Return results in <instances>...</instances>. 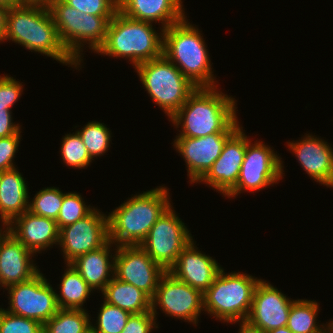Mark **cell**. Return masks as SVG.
Returning a JSON list of instances; mask_svg holds the SVG:
<instances>
[{
    "instance_id": "8992f818",
    "label": "cell",
    "mask_w": 333,
    "mask_h": 333,
    "mask_svg": "<svg viewBox=\"0 0 333 333\" xmlns=\"http://www.w3.org/2000/svg\"><path fill=\"white\" fill-rule=\"evenodd\" d=\"M260 280L240 272L225 274L222 268L211 286L203 293V310L227 323L246 320Z\"/></svg>"
},
{
    "instance_id": "d4e9b609",
    "label": "cell",
    "mask_w": 333,
    "mask_h": 333,
    "mask_svg": "<svg viewBox=\"0 0 333 333\" xmlns=\"http://www.w3.org/2000/svg\"><path fill=\"white\" fill-rule=\"evenodd\" d=\"M102 293L105 302L130 314H141L152 310L151 298L146 293L130 283L117 279L114 275Z\"/></svg>"
},
{
    "instance_id": "484cf974",
    "label": "cell",
    "mask_w": 333,
    "mask_h": 333,
    "mask_svg": "<svg viewBox=\"0 0 333 333\" xmlns=\"http://www.w3.org/2000/svg\"><path fill=\"white\" fill-rule=\"evenodd\" d=\"M67 266L61 280V293L60 295L56 293L58 306L60 309L82 310L83 303L89 298L92 289L71 264Z\"/></svg>"
},
{
    "instance_id": "74e56055",
    "label": "cell",
    "mask_w": 333,
    "mask_h": 333,
    "mask_svg": "<svg viewBox=\"0 0 333 333\" xmlns=\"http://www.w3.org/2000/svg\"><path fill=\"white\" fill-rule=\"evenodd\" d=\"M155 318L152 311L141 314H131L121 333H150L154 327L158 328V326L155 325Z\"/></svg>"
},
{
    "instance_id": "ee69618b",
    "label": "cell",
    "mask_w": 333,
    "mask_h": 333,
    "mask_svg": "<svg viewBox=\"0 0 333 333\" xmlns=\"http://www.w3.org/2000/svg\"><path fill=\"white\" fill-rule=\"evenodd\" d=\"M265 333H293V332L287 326H284V327H280V328H277V329L270 330V331L265 332Z\"/></svg>"
},
{
    "instance_id": "8d00e7d4",
    "label": "cell",
    "mask_w": 333,
    "mask_h": 333,
    "mask_svg": "<svg viewBox=\"0 0 333 333\" xmlns=\"http://www.w3.org/2000/svg\"><path fill=\"white\" fill-rule=\"evenodd\" d=\"M22 85L9 76H0V112L11 110L10 107L21 95Z\"/></svg>"
},
{
    "instance_id": "cb8c5ba5",
    "label": "cell",
    "mask_w": 333,
    "mask_h": 333,
    "mask_svg": "<svg viewBox=\"0 0 333 333\" xmlns=\"http://www.w3.org/2000/svg\"><path fill=\"white\" fill-rule=\"evenodd\" d=\"M49 10L54 18L60 40L69 54L79 63V29L81 12L63 0H53Z\"/></svg>"
},
{
    "instance_id": "6da1fadb",
    "label": "cell",
    "mask_w": 333,
    "mask_h": 333,
    "mask_svg": "<svg viewBox=\"0 0 333 333\" xmlns=\"http://www.w3.org/2000/svg\"><path fill=\"white\" fill-rule=\"evenodd\" d=\"M215 87H197L170 118L182 131L178 136L202 137L214 133H234L239 128L235 100Z\"/></svg>"
},
{
    "instance_id": "f6af8a7d",
    "label": "cell",
    "mask_w": 333,
    "mask_h": 333,
    "mask_svg": "<svg viewBox=\"0 0 333 333\" xmlns=\"http://www.w3.org/2000/svg\"><path fill=\"white\" fill-rule=\"evenodd\" d=\"M0 5L10 8L17 5V0H0Z\"/></svg>"
},
{
    "instance_id": "836d02e7",
    "label": "cell",
    "mask_w": 333,
    "mask_h": 333,
    "mask_svg": "<svg viewBox=\"0 0 333 333\" xmlns=\"http://www.w3.org/2000/svg\"><path fill=\"white\" fill-rule=\"evenodd\" d=\"M94 210L87 207L78 193H63V202L57 217V225L59 230L67 225L74 224L78 220L83 219Z\"/></svg>"
},
{
    "instance_id": "b9f144b4",
    "label": "cell",
    "mask_w": 333,
    "mask_h": 333,
    "mask_svg": "<svg viewBox=\"0 0 333 333\" xmlns=\"http://www.w3.org/2000/svg\"><path fill=\"white\" fill-rule=\"evenodd\" d=\"M241 322L238 333H265L260 327L251 324L247 319Z\"/></svg>"
},
{
    "instance_id": "7dc6e473",
    "label": "cell",
    "mask_w": 333,
    "mask_h": 333,
    "mask_svg": "<svg viewBox=\"0 0 333 333\" xmlns=\"http://www.w3.org/2000/svg\"><path fill=\"white\" fill-rule=\"evenodd\" d=\"M331 333H333V321L331 322Z\"/></svg>"
},
{
    "instance_id": "4dcf8cb0",
    "label": "cell",
    "mask_w": 333,
    "mask_h": 333,
    "mask_svg": "<svg viewBox=\"0 0 333 333\" xmlns=\"http://www.w3.org/2000/svg\"><path fill=\"white\" fill-rule=\"evenodd\" d=\"M63 202V193L53 187L40 190L29 204V211L46 218L57 220Z\"/></svg>"
},
{
    "instance_id": "ffe728a7",
    "label": "cell",
    "mask_w": 333,
    "mask_h": 333,
    "mask_svg": "<svg viewBox=\"0 0 333 333\" xmlns=\"http://www.w3.org/2000/svg\"><path fill=\"white\" fill-rule=\"evenodd\" d=\"M306 173L328 187L333 176V149L322 139L308 135L288 144Z\"/></svg>"
},
{
    "instance_id": "30bf717a",
    "label": "cell",
    "mask_w": 333,
    "mask_h": 333,
    "mask_svg": "<svg viewBox=\"0 0 333 333\" xmlns=\"http://www.w3.org/2000/svg\"><path fill=\"white\" fill-rule=\"evenodd\" d=\"M282 160L262 142L246 145L245 157L236 187L227 195L235 197L243 190L256 191L273 185L282 178Z\"/></svg>"
},
{
    "instance_id": "8fae6325",
    "label": "cell",
    "mask_w": 333,
    "mask_h": 333,
    "mask_svg": "<svg viewBox=\"0 0 333 333\" xmlns=\"http://www.w3.org/2000/svg\"><path fill=\"white\" fill-rule=\"evenodd\" d=\"M114 257V276L141 289L151 299L166 272L140 245H117Z\"/></svg>"
},
{
    "instance_id": "9c48e42d",
    "label": "cell",
    "mask_w": 333,
    "mask_h": 333,
    "mask_svg": "<svg viewBox=\"0 0 333 333\" xmlns=\"http://www.w3.org/2000/svg\"><path fill=\"white\" fill-rule=\"evenodd\" d=\"M7 290L10 309L6 311L11 314L33 319L44 325L60 309L55 290L40 272L28 281L8 286Z\"/></svg>"
},
{
    "instance_id": "52a82bcc",
    "label": "cell",
    "mask_w": 333,
    "mask_h": 333,
    "mask_svg": "<svg viewBox=\"0 0 333 333\" xmlns=\"http://www.w3.org/2000/svg\"><path fill=\"white\" fill-rule=\"evenodd\" d=\"M152 100L171 118L197 88L163 54L135 67Z\"/></svg>"
},
{
    "instance_id": "1f68e13d",
    "label": "cell",
    "mask_w": 333,
    "mask_h": 333,
    "mask_svg": "<svg viewBox=\"0 0 333 333\" xmlns=\"http://www.w3.org/2000/svg\"><path fill=\"white\" fill-rule=\"evenodd\" d=\"M131 314L104 301L98 315L97 327L91 324L94 333H121Z\"/></svg>"
},
{
    "instance_id": "d6986e66",
    "label": "cell",
    "mask_w": 333,
    "mask_h": 333,
    "mask_svg": "<svg viewBox=\"0 0 333 333\" xmlns=\"http://www.w3.org/2000/svg\"><path fill=\"white\" fill-rule=\"evenodd\" d=\"M6 229L34 253L59 243L60 230L57 222L29 210L17 216Z\"/></svg>"
},
{
    "instance_id": "d6a6232c",
    "label": "cell",
    "mask_w": 333,
    "mask_h": 333,
    "mask_svg": "<svg viewBox=\"0 0 333 333\" xmlns=\"http://www.w3.org/2000/svg\"><path fill=\"white\" fill-rule=\"evenodd\" d=\"M61 146L62 159L67 166L84 168L93 160L77 131L75 134L64 136Z\"/></svg>"
},
{
    "instance_id": "bcb514c9",
    "label": "cell",
    "mask_w": 333,
    "mask_h": 333,
    "mask_svg": "<svg viewBox=\"0 0 333 333\" xmlns=\"http://www.w3.org/2000/svg\"><path fill=\"white\" fill-rule=\"evenodd\" d=\"M328 186H329V187H333V176H332V179H331V181H330V183H329Z\"/></svg>"
},
{
    "instance_id": "5bb4252c",
    "label": "cell",
    "mask_w": 333,
    "mask_h": 333,
    "mask_svg": "<svg viewBox=\"0 0 333 333\" xmlns=\"http://www.w3.org/2000/svg\"><path fill=\"white\" fill-rule=\"evenodd\" d=\"M239 127L224 144L221 155L215 160L212 167L198 181L206 182L212 188L217 189L227 196L235 187L240 175L246 151V145L250 142Z\"/></svg>"
},
{
    "instance_id": "4fadbf2b",
    "label": "cell",
    "mask_w": 333,
    "mask_h": 333,
    "mask_svg": "<svg viewBox=\"0 0 333 333\" xmlns=\"http://www.w3.org/2000/svg\"><path fill=\"white\" fill-rule=\"evenodd\" d=\"M109 241L108 216L97 209L74 224L60 229L59 245L66 262L104 246Z\"/></svg>"
},
{
    "instance_id": "7c38bea8",
    "label": "cell",
    "mask_w": 333,
    "mask_h": 333,
    "mask_svg": "<svg viewBox=\"0 0 333 333\" xmlns=\"http://www.w3.org/2000/svg\"><path fill=\"white\" fill-rule=\"evenodd\" d=\"M151 305L155 317L156 306L160 305L165 314L196 324L204 309L203 293L166 271L159 280Z\"/></svg>"
},
{
    "instance_id": "7a4b0ae2",
    "label": "cell",
    "mask_w": 333,
    "mask_h": 333,
    "mask_svg": "<svg viewBox=\"0 0 333 333\" xmlns=\"http://www.w3.org/2000/svg\"><path fill=\"white\" fill-rule=\"evenodd\" d=\"M5 39L63 64L75 68L80 65L62 44L49 7L16 5L8 8Z\"/></svg>"
},
{
    "instance_id": "277c9868",
    "label": "cell",
    "mask_w": 333,
    "mask_h": 333,
    "mask_svg": "<svg viewBox=\"0 0 333 333\" xmlns=\"http://www.w3.org/2000/svg\"><path fill=\"white\" fill-rule=\"evenodd\" d=\"M187 22L185 17L162 30V54L196 87H215L205 42L200 31Z\"/></svg>"
},
{
    "instance_id": "e0dca14e",
    "label": "cell",
    "mask_w": 333,
    "mask_h": 333,
    "mask_svg": "<svg viewBox=\"0 0 333 333\" xmlns=\"http://www.w3.org/2000/svg\"><path fill=\"white\" fill-rule=\"evenodd\" d=\"M5 232V234H4ZM34 252L27 249L7 229L0 230V279L1 287L32 279L40 271L31 262Z\"/></svg>"
},
{
    "instance_id": "f1b7e54d",
    "label": "cell",
    "mask_w": 333,
    "mask_h": 333,
    "mask_svg": "<svg viewBox=\"0 0 333 333\" xmlns=\"http://www.w3.org/2000/svg\"><path fill=\"white\" fill-rule=\"evenodd\" d=\"M113 16H94L91 14H81L79 29V64L81 62L80 48L84 42L89 41V47L97 52L106 39L107 27ZM83 42V43H82Z\"/></svg>"
},
{
    "instance_id": "9a60e30c",
    "label": "cell",
    "mask_w": 333,
    "mask_h": 333,
    "mask_svg": "<svg viewBox=\"0 0 333 333\" xmlns=\"http://www.w3.org/2000/svg\"><path fill=\"white\" fill-rule=\"evenodd\" d=\"M232 134L214 133L197 138L176 137L174 146L185 159L191 184L198 182L212 167Z\"/></svg>"
},
{
    "instance_id": "ab89813d",
    "label": "cell",
    "mask_w": 333,
    "mask_h": 333,
    "mask_svg": "<svg viewBox=\"0 0 333 333\" xmlns=\"http://www.w3.org/2000/svg\"><path fill=\"white\" fill-rule=\"evenodd\" d=\"M10 110H4V112H0V137H9L15 135L20 132V126L18 124H14L11 117Z\"/></svg>"
},
{
    "instance_id": "d590c367",
    "label": "cell",
    "mask_w": 333,
    "mask_h": 333,
    "mask_svg": "<svg viewBox=\"0 0 333 333\" xmlns=\"http://www.w3.org/2000/svg\"><path fill=\"white\" fill-rule=\"evenodd\" d=\"M84 14L114 16L118 11V0H63Z\"/></svg>"
},
{
    "instance_id": "83f0119b",
    "label": "cell",
    "mask_w": 333,
    "mask_h": 333,
    "mask_svg": "<svg viewBox=\"0 0 333 333\" xmlns=\"http://www.w3.org/2000/svg\"><path fill=\"white\" fill-rule=\"evenodd\" d=\"M89 318L84 309H59L43 325V333H87L91 329Z\"/></svg>"
},
{
    "instance_id": "4316f807",
    "label": "cell",
    "mask_w": 333,
    "mask_h": 333,
    "mask_svg": "<svg viewBox=\"0 0 333 333\" xmlns=\"http://www.w3.org/2000/svg\"><path fill=\"white\" fill-rule=\"evenodd\" d=\"M318 310L316 301L295 300L288 315L287 327L293 333H331V323L326 329L316 324Z\"/></svg>"
},
{
    "instance_id": "5b68a950",
    "label": "cell",
    "mask_w": 333,
    "mask_h": 333,
    "mask_svg": "<svg viewBox=\"0 0 333 333\" xmlns=\"http://www.w3.org/2000/svg\"><path fill=\"white\" fill-rule=\"evenodd\" d=\"M151 24L128 18L117 11L108 24L106 39L97 53L129 58L135 67L160 57L163 36L162 33L158 36Z\"/></svg>"
},
{
    "instance_id": "e575fe53",
    "label": "cell",
    "mask_w": 333,
    "mask_h": 333,
    "mask_svg": "<svg viewBox=\"0 0 333 333\" xmlns=\"http://www.w3.org/2000/svg\"><path fill=\"white\" fill-rule=\"evenodd\" d=\"M0 333H43V324L0 308Z\"/></svg>"
},
{
    "instance_id": "7402d4cb",
    "label": "cell",
    "mask_w": 333,
    "mask_h": 333,
    "mask_svg": "<svg viewBox=\"0 0 333 333\" xmlns=\"http://www.w3.org/2000/svg\"><path fill=\"white\" fill-rule=\"evenodd\" d=\"M25 179L16 168L0 171V218L8 226L29 209Z\"/></svg>"
},
{
    "instance_id": "3957f363",
    "label": "cell",
    "mask_w": 333,
    "mask_h": 333,
    "mask_svg": "<svg viewBox=\"0 0 333 333\" xmlns=\"http://www.w3.org/2000/svg\"><path fill=\"white\" fill-rule=\"evenodd\" d=\"M168 191L159 187L135 195L108 216L109 240L121 245H140L158 218L171 205Z\"/></svg>"
},
{
    "instance_id": "f546056e",
    "label": "cell",
    "mask_w": 333,
    "mask_h": 333,
    "mask_svg": "<svg viewBox=\"0 0 333 333\" xmlns=\"http://www.w3.org/2000/svg\"><path fill=\"white\" fill-rule=\"evenodd\" d=\"M77 132L92 159L108 150L111 135L109 128L104 124L98 121L88 122L82 130Z\"/></svg>"
},
{
    "instance_id": "60d3db41",
    "label": "cell",
    "mask_w": 333,
    "mask_h": 333,
    "mask_svg": "<svg viewBox=\"0 0 333 333\" xmlns=\"http://www.w3.org/2000/svg\"><path fill=\"white\" fill-rule=\"evenodd\" d=\"M8 8L0 5V41H4L6 34Z\"/></svg>"
},
{
    "instance_id": "f35d334b",
    "label": "cell",
    "mask_w": 333,
    "mask_h": 333,
    "mask_svg": "<svg viewBox=\"0 0 333 333\" xmlns=\"http://www.w3.org/2000/svg\"><path fill=\"white\" fill-rule=\"evenodd\" d=\"M20 133L9 137H0V171L15 168L12 162L19 146Z\"/></svg>"
},
{
    "instance_id": "603a6c76",
    "label": "cell",
    "mask_w": 333,
    "mask_h": 333,
    "mask_svg": "<svg viewBox=\"0 0 333 333\" xmlns=\"http://www.w3.org/2000/svg\"><path fill=\"white\" fill-rule=\"evenodd\" d=\"M111 244L113 243L109 240L99 249L85 253L70 263L92 290L100 289L102 291L113 278V276L109 278L111 274L114 275L115 270L114 258L111 260L112 262L109 261V257L112 258L109 250L112 247ZM110 272L111 274H109Z\"/></svg>"
},
{
    "instance_id": "c3c4849f",
    "label": "cell",
    "mask_w": 333,
    "mask_h": 333,
    "mask_svg": "<svg viewBox=\"0 0 333 333\" xmlns=\"http://www.w3.org/2000/svg\"><path fill=\"white\" fill-rule=\"evenodd\" d=\"M87 333H94L91 329Z\"/></svg>"
},
{
    "instance_id": "ac0fdd59",
    "label": "cell",
    "mask_w": 333,
    "mask_h": 333,
    "mask_svg": "<svg viewBox=\"0 0 333 333\" xmlns=\"http://www.w3.org/2000/svg\"><path fill=\"white\" fill-rule=\"evenodd\" d=\"M193 240L168 270L175 278L204 293L222 269L215 259L198 252Z\"/></svg>"
},
{
    "instance_id": "ba28073f",
    "label": "cell",
    "mask_w": 333,
    "mask_h": 333,
    "mask_svg": "<svg viewBox=\"0 0 333 333\" xmlns=\"http://www.w3.org/2000/svg\"><path fill=\"white\" fill-rule=\"evenodd\" d=\"M192 236L170 205L152 226L140 246L165 271L176 262Z\"/></svg>"
},
{
    "instance_id": "44dd1931",
    "label": "cell",
    "mask_w": 333,
    "mask_h": 333,
    "mask_svg": "<svg viewBox=\"0 0 333 333\" xmlns=\"http://www.w3.org/2000/svg\"><path fill=\"white\" fill-rule=\"evenodd\" d=\"M181 4V0H118V11L138 21H162L164 30L185 18Z\"/></svg>"
},
{
    "instance_id": "2e32d148",
    "label": "cell",
    "mask_w": 333,
    "mask_h": 333,
    "mask_svg": "<svg viewBox=\"0 0 333 333\" xmlns=\"http://www.w3.org/2000/svg\"><path fill=\"white\" fill-rule=\"evenodd\" d=\"M293 302L277 288L260 280L254 291L247 320L264 332L287 326Z\"/></svg>"
},
{
    "instance_id": "7bdbcfd3",
    "label": "cell",
    "mask_w": 333,
    "mask_h": 333,
    "mask_svg": "<svg viewBox=\"0 0 333 333\" xmlns=\"http://www.w3.org/2000/svg\"><path fill=\"white\" fill-rule=\"evenodd\" d=\"M53 0H17V5L49 7Z\"/></svg>"
}]
</instances>
